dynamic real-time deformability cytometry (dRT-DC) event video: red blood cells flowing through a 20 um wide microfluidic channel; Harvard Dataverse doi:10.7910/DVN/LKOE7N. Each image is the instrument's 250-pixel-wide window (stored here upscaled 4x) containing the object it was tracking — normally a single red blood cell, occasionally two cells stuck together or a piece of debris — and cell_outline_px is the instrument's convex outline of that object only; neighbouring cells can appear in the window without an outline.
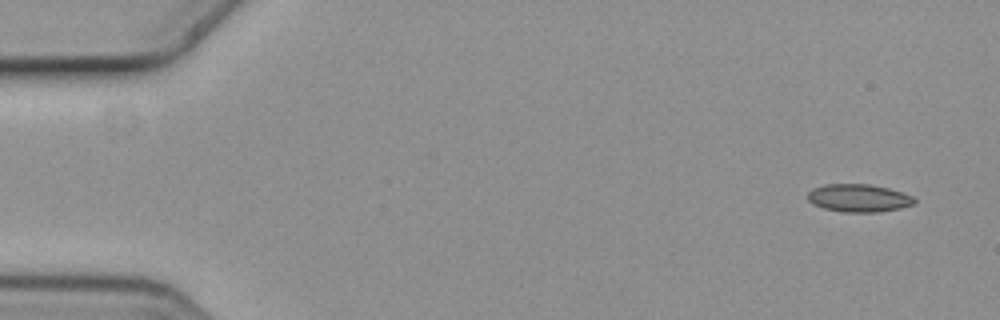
{"species": "common noctule bat (a hibernating species)", "species_latin": "Nyctalus noctula", "temperature_condition": "cold", "stored_images_in_passage": 3, "camera_frame_rate_fps": 3000, "um_per_image_px": 0.085, "animal": {"sex": "female", "body_mass_g": 19.3, "forearm_length_mm": 54.1}, "frame": {"image": 1, "passage_image": 1, "time_ms": 0.0, "image_size_px": [1000, 320], "cell_outline_px": [[916, 204], [900, 208], [880, 212], [844, 212], [824, 208], [812, 204], [808, 200], [808, 192], [812, 188], [824, 184], [868, 184], [888, 188], [912, 196], [916, 200]], "centroid_in_image_um": [72.98, 16.83], "position_along_channel_um": 12.0, "area_um2": 17.34}}